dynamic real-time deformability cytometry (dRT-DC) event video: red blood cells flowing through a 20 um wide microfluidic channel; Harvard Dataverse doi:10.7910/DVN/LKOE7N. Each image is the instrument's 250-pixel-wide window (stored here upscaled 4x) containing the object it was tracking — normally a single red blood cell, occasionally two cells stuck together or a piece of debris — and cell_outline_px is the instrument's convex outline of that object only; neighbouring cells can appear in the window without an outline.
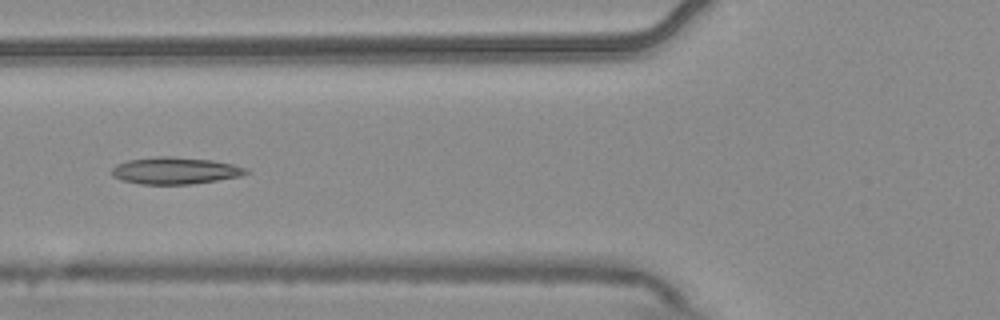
{"species": "common noctule bat (a hibernating species)", "species_latin": "Nyctalus noctula", "temperature_condition": "warm", "stored_images_in_passage": 10, "camera_frame_rate_fps": 3000, "um_per_image_px": 0.085, "animal": {"sex": "male", "body_mass_g": 20.4}, "frame": {"image": 1, "passage_image": 5, "time_ms": 1.333, "image_size_px": [1000, 320], "cell_outline_px": [[252, 172], [240, 176], [192, 184], [140, 184], [124, 180], [112, 176], [112, 168], [116, 164], [128, 160], [156, 156], [172, 156], [212, 160], [232, 164], [248, 168]], "centroid_in_image_um": [14.91, 14.5], "position_along_channel_um": 110.9, "area_um2": 21.1}}
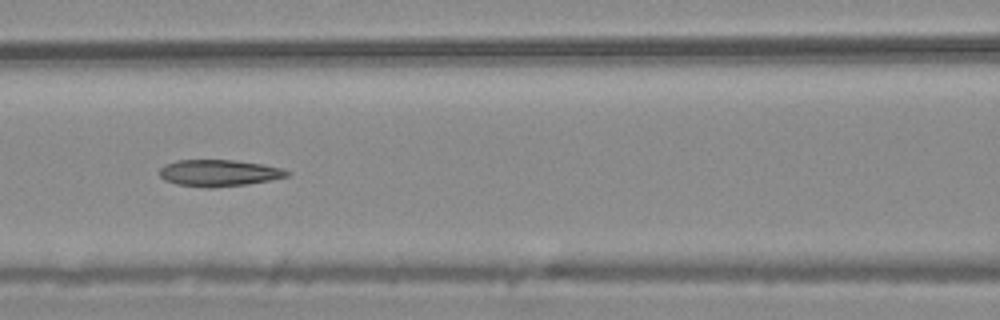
{"frame": {"image": 2, "passage_image": 6, "time_ms": 1.667, "image_size_px": [1000, 320], "cell_outline_px": [[292, 172], [288, 176], [248, 184], [212, 188], [204, 188], [176, 184], [164, 180], [160, 176], [160, 168], [164, 164], [176, 160], [232, 160], [260, 164], [280, 168]], "centroid_in_image_um": [18.56, 14.71], "position_along_channel_um": 148.0, "area_um2": 19.77}}
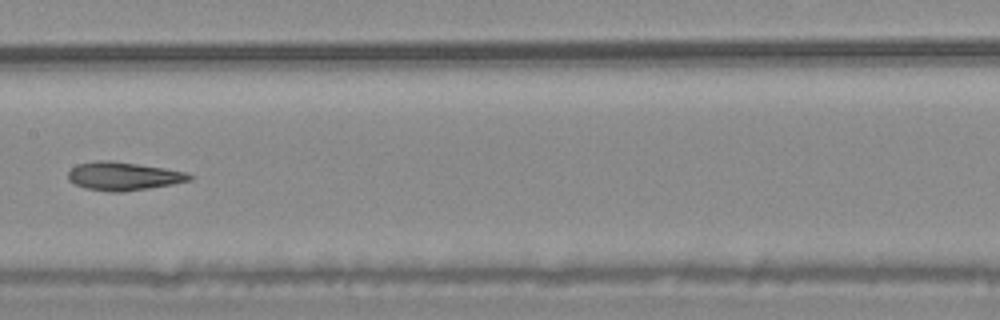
{"frame": {"image": 3, "passage_image": 7, "time_ms": 2.0, "image_size_px": [1000, 320], "cell_outline_px": [[192, 180], [172, 184], [124, 192], [112, 192], [84, 188], [68, 180], [68, 172], [76, 164], [96, 160], [112, 160], [164, 168], [184, 172], [192, 176]], "centroid_in_image_um": [10.45, 14.97], "position_along_channel_um": 197.0, "area_um2": 20.0}}